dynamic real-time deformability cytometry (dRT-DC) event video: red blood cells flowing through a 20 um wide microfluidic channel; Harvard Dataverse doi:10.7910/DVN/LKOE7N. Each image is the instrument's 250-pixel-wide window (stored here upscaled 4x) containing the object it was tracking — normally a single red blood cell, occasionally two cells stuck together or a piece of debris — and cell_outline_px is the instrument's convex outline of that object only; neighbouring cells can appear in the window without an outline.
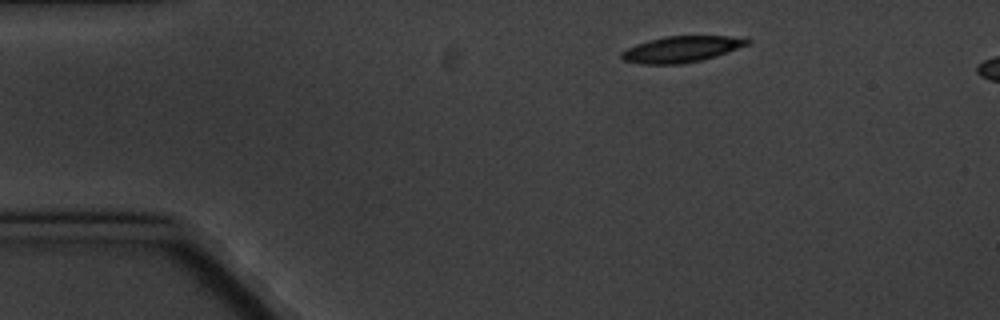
{"species": "common noctule bat (a hibernating species)", "species_latin": "Nyctalus noctula", "temperature_condition": "cold", "stored_images_in_passage": 4, "segment_of_instrument_passage": [1, 2], "camera_frame_rate_fps": 3000, "um_per_image_px": 0.085, "animal": {"sex": "male", "body_mass_g": 20.1, "forearm_length_mm": 53.5}, "frame": {"image": 1, "passage_image": 1, "time_ms": 0.0, "image_size_px": [1000, 320], "cell_outline_px": [[752, 40], [748, 44], [700, 60], [680, 64], [644, 64], [624, 60], [620, 56], [620, 52], [636, 44], [648, 40], [664, 36], [728, 36]], "centroid_in_image_um": [57.84, 4.17], "position_along_channel_um": 27.2, "area_um2": 18.67}}